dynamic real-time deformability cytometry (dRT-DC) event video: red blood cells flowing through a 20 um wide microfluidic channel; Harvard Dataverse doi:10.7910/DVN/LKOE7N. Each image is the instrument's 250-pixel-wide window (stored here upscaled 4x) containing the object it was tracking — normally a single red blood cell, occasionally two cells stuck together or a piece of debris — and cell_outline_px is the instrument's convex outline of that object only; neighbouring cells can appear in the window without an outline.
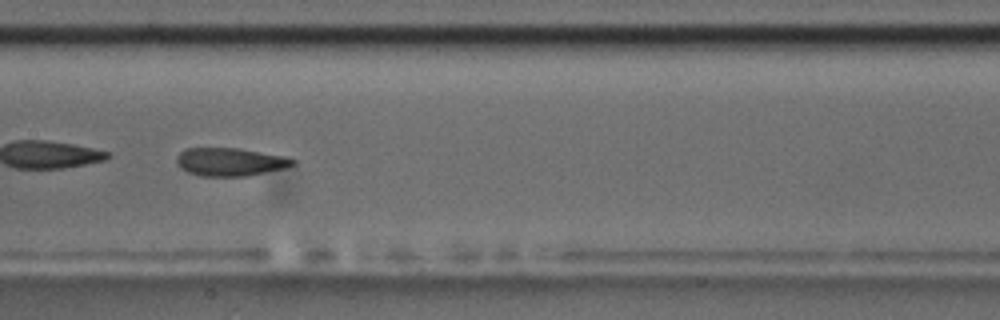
{"species": "common noctule bat (a hibernating species)", "species_latin": "Nyctalus noctula", "temperature_condition": "room temperature", "stored_images_in_passage": 46, "camera_frame_rate_fps": 3000, "um_per_image_px": 0.085, "animal": {"sex": "male", "body_mass_g": 17.5, "forearm_length_mm": 52.3}, "frame": {"image": 1, "passage_image": 20, "time_ms": 6.333, "image_size_px": [1000, 320], "cell_outline_px": [[296, 164], [284, 168], [244, 176], [200, 176], [188, 172], [180, 168], [176, 164], [176, 156], [184, 148], [240, 148], [284, 156], [296, 160]], "centroid_in_image_um": [19.52, 13.75], "position_along_channel_um": 187.9, "area_um2": 19.07}, "authors_computed_cell_mechanics": {"area_um2": 20.1144, "velocity_mm_per_s": 3.703, "shape_relaxation_time_tau1_ms": null, "shape_relaxation_time_tau2_ms": 1.9747, "deformation_change_tau1": null, "deformation_change_tau2": 0.0877}}